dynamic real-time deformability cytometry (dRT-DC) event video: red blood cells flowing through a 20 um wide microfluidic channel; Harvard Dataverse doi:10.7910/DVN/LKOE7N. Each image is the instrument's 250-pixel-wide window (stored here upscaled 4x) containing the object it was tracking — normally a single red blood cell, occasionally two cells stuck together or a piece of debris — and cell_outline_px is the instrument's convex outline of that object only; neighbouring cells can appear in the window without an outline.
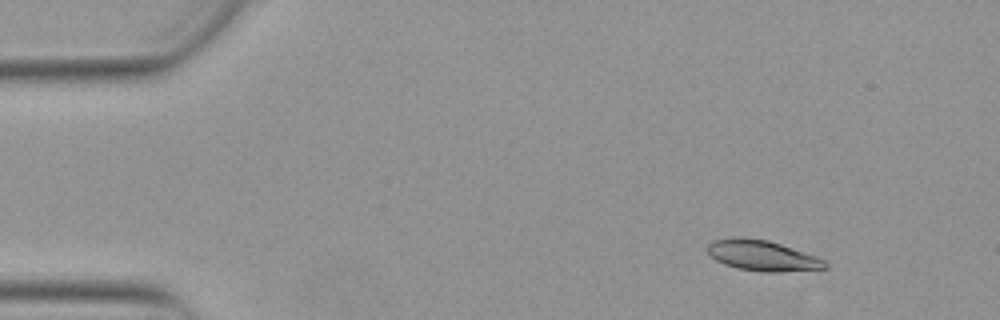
{"species": "Egyptian fruit bat (a non-hibernating species)", "species_latin": "Rousettus aegyptiacus", "temperature_condition": "warm", "stored_images_in_passage": 53, "camera_frame_rate_fps": 3000, "um_per_image_px": 0.085, "animal": {"sex": "female"}, "frame": {"image": 1, "passage_image": 7, "time_ms": 2.0, "image_size_px": [1000, 320], "cell_outline_px": [[828, 268], [780, 272], [764, 272], [736, 268], [724, 264], [716, 260], [708, 252], [708, 244], [712, 240], [768, 240], [816, 256], [824, 260], [828, 264]], "centroid_in_image_um": [64.87, 21.78], "position_along_channel_um": 20.1, "area_um2": 20.11}}
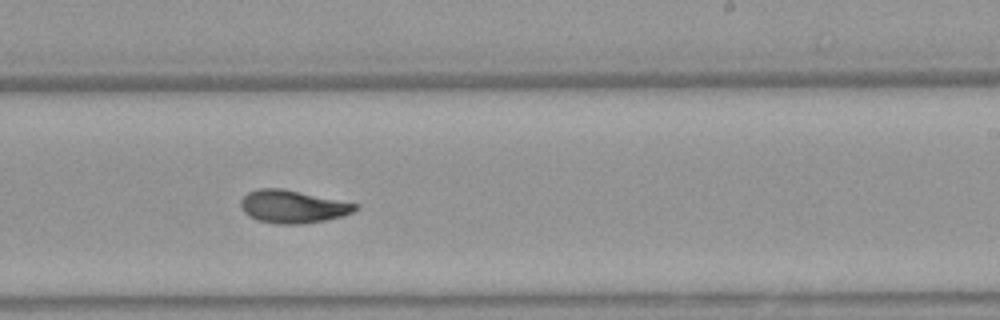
{"frame": {"image": 2, "passage_image": 33, "time_ms": 10.667, "image_size_px": [1000, 320], "cell_outline_px": [[356, 208], [352, 212], [340, 216], [324, 220], [304, 224], [276, 224], [256, 220], [248, 216], [244, 212], [240, 204], [240, 200], [248, 192], [256, 188], [280, 188], [356, 204]], "centroid_in_image_um": [24.78, 17.57], "position_along_channel_um": 264.2, "area_um2": 21.56}}
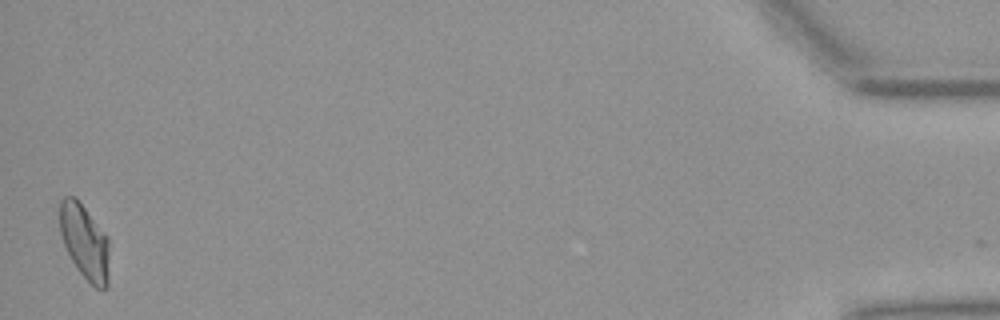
{"frame": {"image": 3, "passage_image": 53, "time_ms": 17.333, "image_size_px": [1000, 320], "cell_outline_px": [[108, 288], [96, 288], [76, 268], [64, 244], [60, 232], [60, 200], [64, 196], [76, 196], [108, 236]], "centroid_in_image_um": [7.2, 20.51], "position_along_channel_um": 428.0, "area_um2": 21.56}, "authors_computed_cell_mechanics": {"area_um2": 21.2126, "velocity_mm_per_s": 3.8623, "shape_relaxation_time_tau1_ms": 5.1966, "shape_relaxation_time_tau2_ms": 3.0093, "deformation_change_tau1": 0.1653, "deformation_change_tau2": 0.0709}}